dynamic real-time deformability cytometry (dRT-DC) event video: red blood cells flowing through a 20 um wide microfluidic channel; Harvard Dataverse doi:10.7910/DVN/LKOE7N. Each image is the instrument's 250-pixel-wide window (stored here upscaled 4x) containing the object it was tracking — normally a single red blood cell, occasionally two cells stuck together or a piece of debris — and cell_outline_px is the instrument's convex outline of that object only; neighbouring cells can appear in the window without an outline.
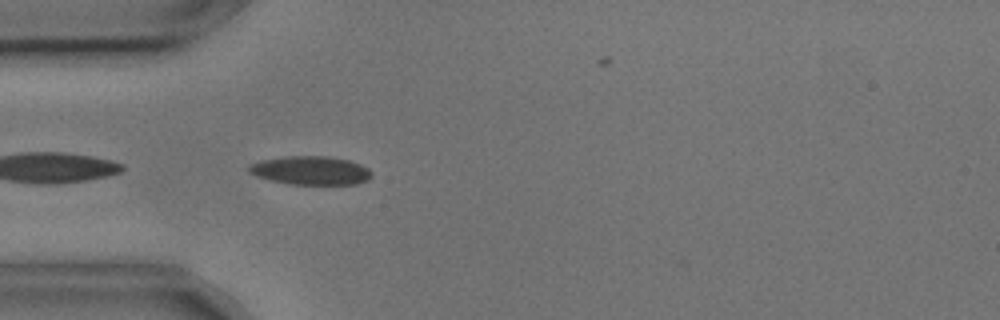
{"species": "common noctule bat (a hibernating species)", "species_latin": "Nyctalus noctula", "temperature_condition": "cold", "stored_images_in_passage": 4, "camera_frame_rate_fps": 3000, "um_per_image_px": 0.085, "animal": {"sex": "male", "body_mass_g": 17.9, "forearm_length_mm": 54.2}, "frame": {"image": 1, "passage_image": 4, "time_ms": 1.0, "image_size_px": [1000, 320], "cell_outline_px": [[372, 176], [368, 180], [356, 184], [288, 184], [268, 180], [256, 176], [248, 172], [248, 164], [260, 160], [284, 156], [328, 156], [348, 160], [360, 164], [368, 168], [372, 172]], "centroid_in_image_um": [26.37, 14.49], "position_along_channel_um": 58.6, "area_um2": 20.69}}